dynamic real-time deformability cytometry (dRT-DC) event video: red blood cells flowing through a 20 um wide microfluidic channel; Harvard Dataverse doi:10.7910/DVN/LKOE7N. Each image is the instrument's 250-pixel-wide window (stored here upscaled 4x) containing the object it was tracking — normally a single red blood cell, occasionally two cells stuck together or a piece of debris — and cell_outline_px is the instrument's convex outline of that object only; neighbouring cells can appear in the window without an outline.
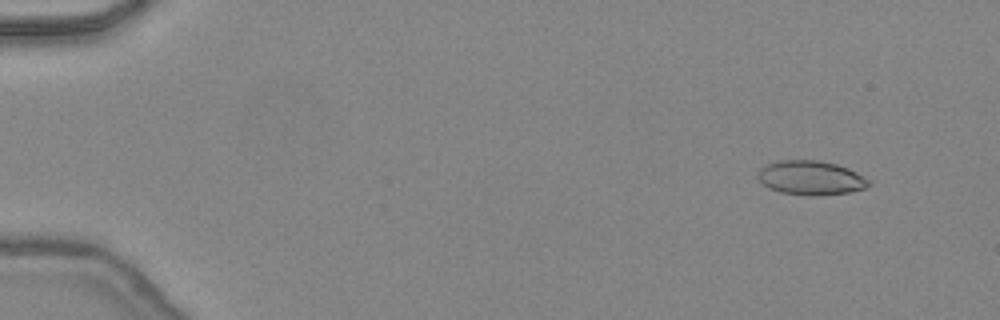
{"species": "common noctule bat (a hibernating species)", "species_latin": "Nyctalus noctula", "temperature_condition": "warm", "stored_images_in_passage": 47, "camera_frame_rate_fps": 3000, "um_per_image_px": 0.085, "animal": {"sex": "female", "body_mass_g": 24.6, "forearm_length_mm": 56.2}, "frame": {"image": 1, "passage_image": 5, "time_ms": 1.333, "image_size_px": [1000, 320], "cell_outline_px": [[868, 184], [864, 188], [848, 192], [812, 196], [808, 196], [780, 192], [768, 188], [756, 176], [756, 172], [764, 164], [780, 160], [816, 160], [836, 164], [848, 168], [856, 172], [868, 180]], "centroid_in_image_um": [68.83, 15.11], "position_along_channel_um": 16.2, "area_um2": 22.02}}
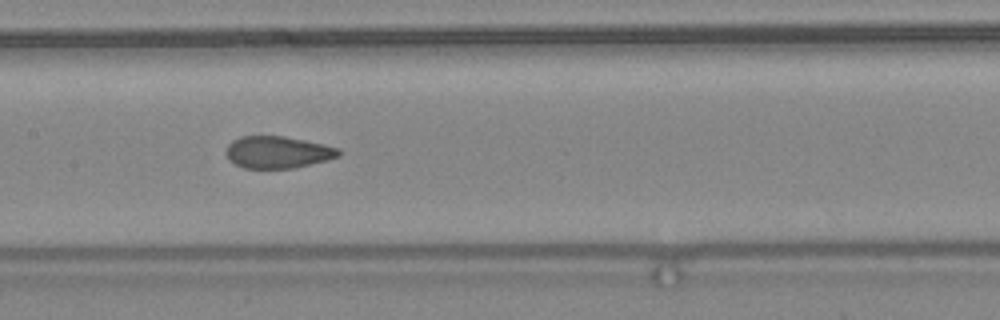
{"frame": {"image": 2, "passage_image": 25, "time_ms": 8.0, "image_size_px": [1000, 320], "cell_outline_px": [[340, 156], [328, 160], [296, 168], [244, 168], [228, 160], [224, 152], [228, 144], [232, 140], [240, 136], [284, 136], [324, 144], [340, 148]], "centroid_in_image_um": [23.6, 12.94], "position_along_channel_um": 183.8, "area_um2": 21.27}}
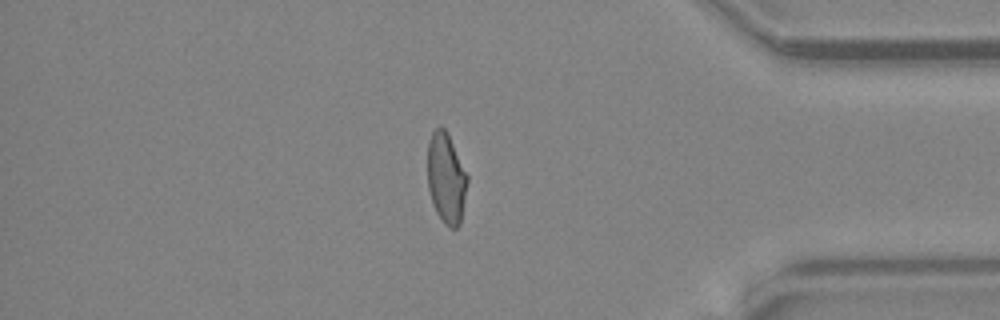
{"frame": {"image": 3, "passage_image": 41, "time_ms": 13.333, "image_size_px": [1000, 320], "cell_outline_px": [[468, 180], [460, 224], [456, 228], [448, 228], [444, 224], [436, 212], [432, 204], [428, 188], [428, 140], [432, 132], [440, 124], [448, 132], [468, 176]], "centroid_in_image_um": [37.92, 15.13], "position_along_channel_um": 397.3, "area_um2": 21.21}, "authors_computed_cell_mechanics": {"area_um2": 21.5016, "velocity_mm_per_s": 4.4888, "shape_relaxation_time_tau1_ms": null, "shape_relaxation_time_tau2_ms": 1.002, "deformation_change_tau1": null, "deformation_change_tau2": 0.0709}}